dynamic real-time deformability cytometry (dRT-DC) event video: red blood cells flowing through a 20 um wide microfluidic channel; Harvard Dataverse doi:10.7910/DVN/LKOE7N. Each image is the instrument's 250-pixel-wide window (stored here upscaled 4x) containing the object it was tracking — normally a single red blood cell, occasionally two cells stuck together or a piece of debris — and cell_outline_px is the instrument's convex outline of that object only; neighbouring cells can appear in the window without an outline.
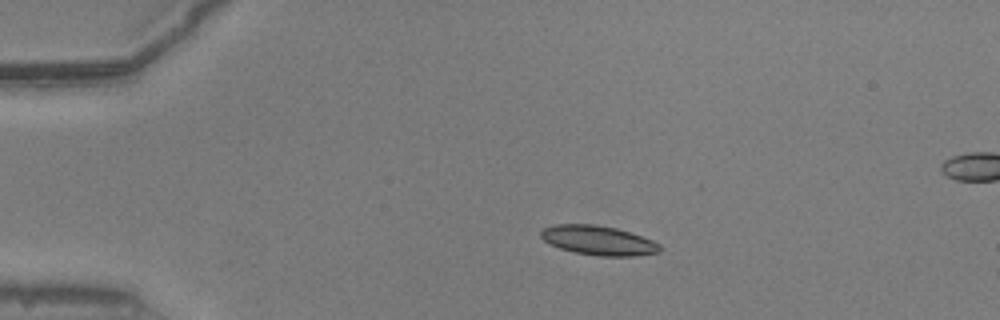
{"species": "common noctule bat (a hibernating species)", "species_latin": "Nyctalus noctula", "temperature_condition": "warm", "stored_images_in_passage": 7, "camera_frame_rate_fps": 3000, "um_per_image_px": 0.085, "animal": {"sex": "male", "body_mass_g": 20.5, "forearm_length_mm": 52.5}, "frame": {"image": 1, "passage_image": 1, "time_ms": 0.0, "image_size_px": [1000, 320], "cell_outline_px": [[660, 252], [632, 256], [600, 256], [576, 252], [560, 248], [544, 240], [540, 236], [540, 232], [544, 228], [556, 224], [596, 224], [616, 228], [652, 240], [660, 244]], "centroid_in_image_um": [50.86, 20.43], "position_along_channel_um": 34.1, "area_um2": 20.11}}